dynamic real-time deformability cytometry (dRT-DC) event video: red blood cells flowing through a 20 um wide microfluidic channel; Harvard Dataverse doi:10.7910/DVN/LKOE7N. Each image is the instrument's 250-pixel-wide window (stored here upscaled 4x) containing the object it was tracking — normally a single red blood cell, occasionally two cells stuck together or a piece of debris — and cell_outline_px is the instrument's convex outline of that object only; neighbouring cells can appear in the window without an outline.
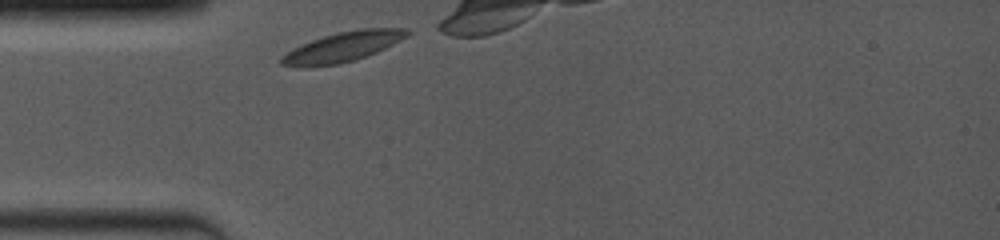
{"species": "common noctule bat (a hibernating species)", "species_latin": "Nyctalus noctula", "temperature_condition": "room temperature", "stored_images_in_passage": 6, "camera_frame_rate_fps": 4000, "um_per_image_px": 0.085, "animal": {"sex": "female", "body_mass_g": 19.0, "forearm_length_mm": 53.3}, "frame": {"image": 1, "passage_image": 1, "time_ms": 0.0, "image_size_px": [1000, 240], "cell_outline_px": [[412, 32], [400, 40], [376, 52], [356, 60], [340, 64], [308, 68], [300, 68], [280, 64], [280, 56], [312, 40], [324, 36], [340, 32], [360, 28], [408, 28]], "centroid_in_image_um": [29.13, 4.01], "position_along_channel_um": 55.9, "area_um2": 21.85}}